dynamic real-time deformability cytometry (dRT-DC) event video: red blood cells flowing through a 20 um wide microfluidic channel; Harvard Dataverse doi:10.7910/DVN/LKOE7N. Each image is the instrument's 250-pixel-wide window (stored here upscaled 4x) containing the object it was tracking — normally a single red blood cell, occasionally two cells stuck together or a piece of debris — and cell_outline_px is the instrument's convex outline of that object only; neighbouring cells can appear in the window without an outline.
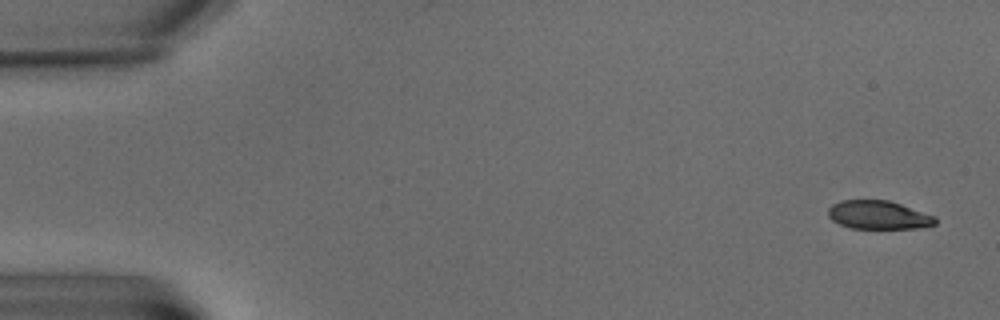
{"species": "common noctule bat (a hibernating species)", "species_latin": "Nyctalus noctula", "temperature_condition": "warm", "stored_images_in_passage": 6, "camera_frame_rate_fps": 3000, "um_per_image_px": 0.085, "animal": {"sex": "male", "body_mass_g": 15.6}, "frame": {"image": 1, "passage_image": 1, "time_ms": 0.0, "image_size_px": [1000, 320], "cell_outline_px": [[936, 224], [920, 228], [852, 228], [840, 224], [832, 220], [828, 216], [828, 208], [832, 204], [840, 200], [888, 200], [936, 216]], "centroid_in_image_um": [74.66, 18.27], "position_along_channel_um": 10.3, "area_um2": 17.74}}
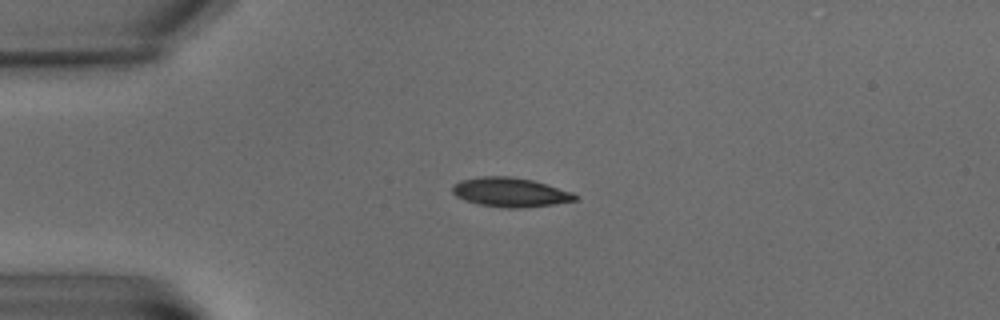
{"frame": {"image": 2, "passage_image": 5, "time_ms": 5.0, "image_size_px": [1000, 320], "cell_outline_px": [[580, 196], [576, 200], [552, 204], [520, 208], [504, 208], [480, 204], [464, 200], [456, 196], [452, 192], [452, 184], [460, 180], [480, 176], [512, 176], [532, 180], [572, 192]], "centroid_in_image_um": [43.34, 16.33], "position_along_channel_um": 41.7, "area_um2": 20.92}}